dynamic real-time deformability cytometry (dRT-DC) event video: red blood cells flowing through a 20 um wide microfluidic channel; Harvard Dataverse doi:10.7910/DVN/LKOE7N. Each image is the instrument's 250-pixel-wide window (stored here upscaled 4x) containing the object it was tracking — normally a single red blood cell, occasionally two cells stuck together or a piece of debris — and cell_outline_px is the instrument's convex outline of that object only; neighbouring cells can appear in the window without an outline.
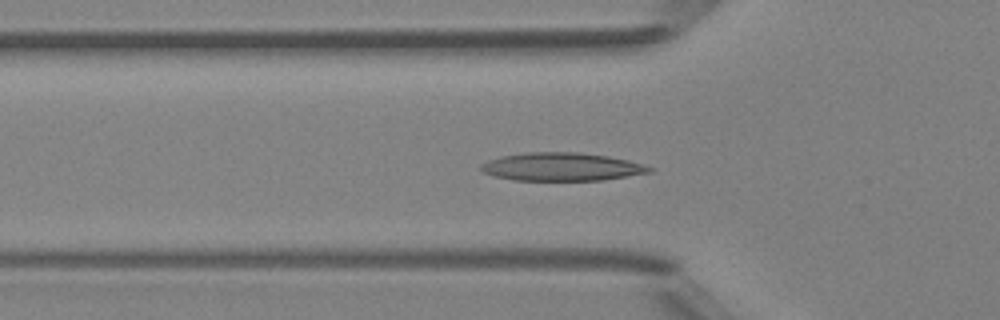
{"species": "Egyptian fruit bat (a non-hibernating species)", "species_latin": "Rousettus aegyptiacus", "temperature_condition": "room temperature", "stored_images_in_passage": 48, "camera_frame_rate_fps": 3000, "um_per_image_px": 0.085, "animal": {"sex": "female"}, "frame": {"image": 1, "passage_image": 15, "time_ms": 4.667, "image_size_px": [1000, 320], "cell_outline_px": [[656, 168], [652, 172], [604, 180], [516, 180], [496, 176], [484, 172], [480, 168], [480, 164], [488, 160], [500, 156], [524, 152], [580, 152], [608, 156], [628, 160], [644, 164]], "centroid_in_image_um": [47.78, 14.17], "position_along_channel_um": 78.0, "area_um2": 27.74}}
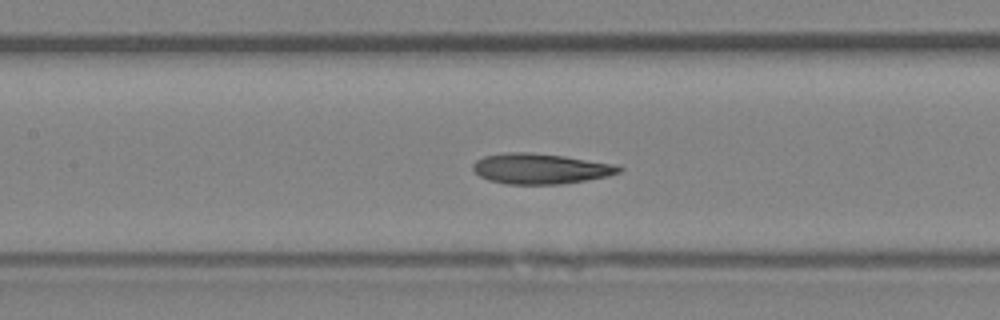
{"frame": {"image": 2, "passage_image": 21, "time_ms": 6.667, "image_size_px": [1000, 320], "cell_outline_px": [[624, 168], [620, 172], [608, 176], [560, 184], [504, 184], [488, 180], [480, 176], [472, 168], [472, 164], [476, 160], [484, 156], [504, 152], [528, 152], [564, 156], [616, 164]], "centroid_in_image_um": [45.92, 14.33], "position_along_channel_um": 161.5, "area_um2": 25.95}}
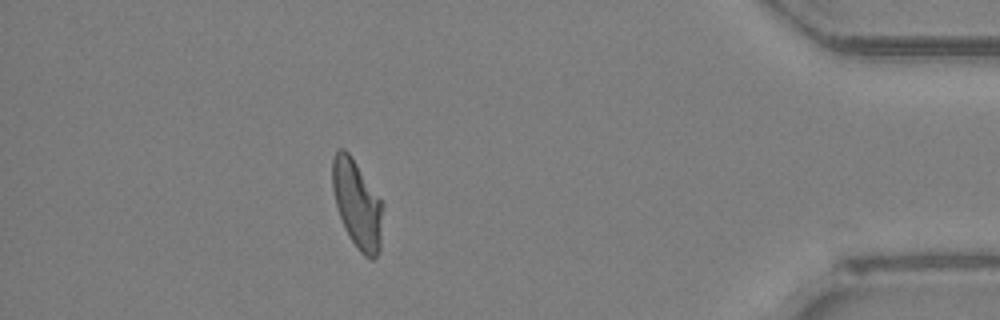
{"frame": {"image": 3, "passage_image": 42, "time_ms": 13.667, "image_size_px": [1000, 320], "cell_outline_px": [[384, 204], [380, 248], [376, 256], [372, 260], [364, 256], [356, 248], [344, 228], [336, 204], [332, 188], [332, 160], [336, 152], [340, 148], [344, 148], [348, 152]], "centroid_in_image_um": [30.37, 17.39], "position_along_channel_um": 404.8, "area_um2": 25.78}}